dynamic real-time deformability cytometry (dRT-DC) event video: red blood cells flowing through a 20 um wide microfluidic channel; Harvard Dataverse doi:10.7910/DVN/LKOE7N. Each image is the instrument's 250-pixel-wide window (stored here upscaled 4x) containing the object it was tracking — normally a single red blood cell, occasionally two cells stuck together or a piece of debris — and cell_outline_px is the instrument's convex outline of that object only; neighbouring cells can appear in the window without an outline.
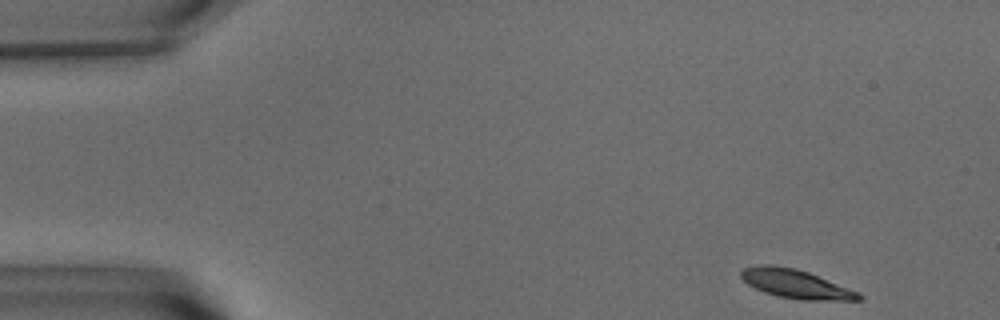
{"species": "common noctule bat (a hibernating species)", "species_latin": "Nyctalus noctula", "temperature_condition": "warm", "stored_images_in_passage": 52, "camera_frame_rate_fps": 3000, "um_per_image_px": 0.085, "animal": {"sex": "male", "body_mass_g": 15.6}, "frame": {"image": 1, "passage_image": 1, "time_ms": 0.0, "image_size_px": [1000, 320], "cell_outline_px": [[864, 300], [800, 300], [776, 296], [764, 292], [748, 284], [740, 276], [740, 272], [744, 268], [760, 264], [768, 264], [796, 268], [808, 272], [860, 292], [864, 296]], "centroid_in_image_um": [67.67, 24.14], "position_along_channel_um": 17.3, "area_um2": 19.88}}
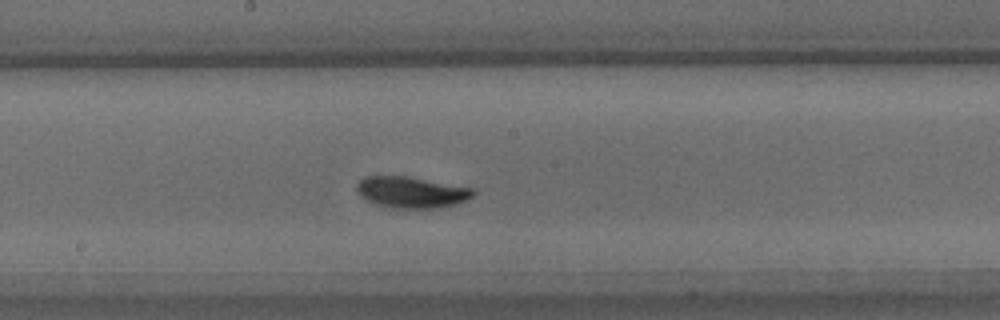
{"frame": {"image": 2, "passage_image": 26, "time_ms": 8.333, "image_size_px": [1000, 320], "cell_outline_px": [[476, 192], [472, 196], [456, 204], [440, 208], [388, 208], [376, 204], [360, 196], [356, 192], [356, 184], [364, 176], [408, 176], [472, 188]], "centroid_in_image_um": [34.93, 16.34], "position_along_channel_um": 213.3, "area_um2": 21.27}}
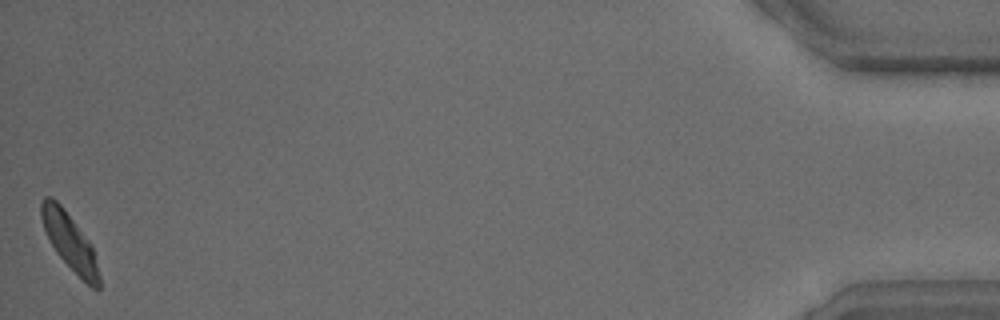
{"frame": {"image": 3, "passage_image": 52, "time_ms": 17.0, "image_size_px": [1000, 320], "cell_outline_px": [[100, 288], [92, 288], [56, 252], [44, 228], [40, 216], [40, 200], [44, 196], [52, 196], [64, 208], [88, 240], [92, 248], [100, 276]], "centroid_in_image_um": [5.89, 20.47], "position_along_channel_um": 429.3, "area_um2": 18.5}, "authors_computed_cell_mechanics": {"area_um2": 20.2011, "velocity_mm_per_s": 3.5779, "shape_relaxation_time_tau1_ms": 2.7018, "shape_relaxation_time_tau2_ms": 4.1671, "deformation_change_tau1": 0.1269, "deformation_change_tau2": 0.0801}}